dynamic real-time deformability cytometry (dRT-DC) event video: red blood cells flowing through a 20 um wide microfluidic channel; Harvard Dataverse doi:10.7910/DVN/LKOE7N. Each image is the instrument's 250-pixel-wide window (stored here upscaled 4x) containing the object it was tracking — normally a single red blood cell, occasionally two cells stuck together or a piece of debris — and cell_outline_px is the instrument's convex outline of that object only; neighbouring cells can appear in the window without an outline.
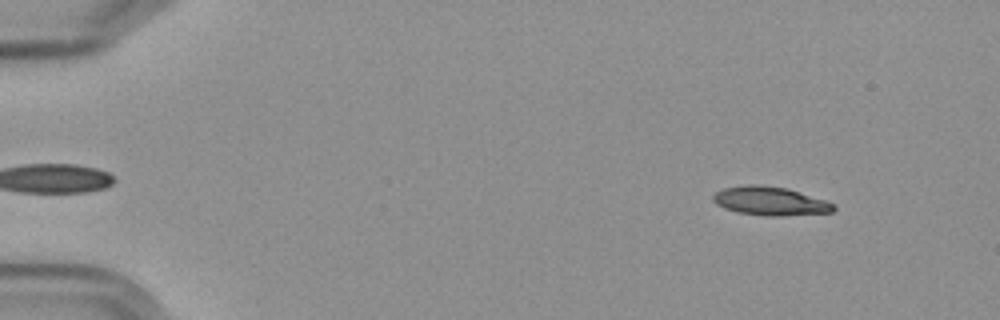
{"species": "Egyptian fruit bat (a non-hibernating species)", "species_latin": "Rousettus aegyptiacus", "temperature_condition": "cold", "stored_images_in_passage": 57, "camera_frame_rate_fps": 3000, "um_per_image_px": 0.085, "frame": {"image": 1, "passage_image": 6, "time_ms": 1.667, "image_size_px": [1000, 320], "cell_outline_px": [[836, 208], [832, 212], [780, 216], [764, 216], [736, 212], [724, 208], [716, 204], [712, 200], [712, 196], [716, 192], [724, 188], [752, 184], [788, 188], [836, 204]], "centroid_in_image_um": [65.46, 17.1], "position_along_channel_um": 19.5, "area_um2": 20.11}}
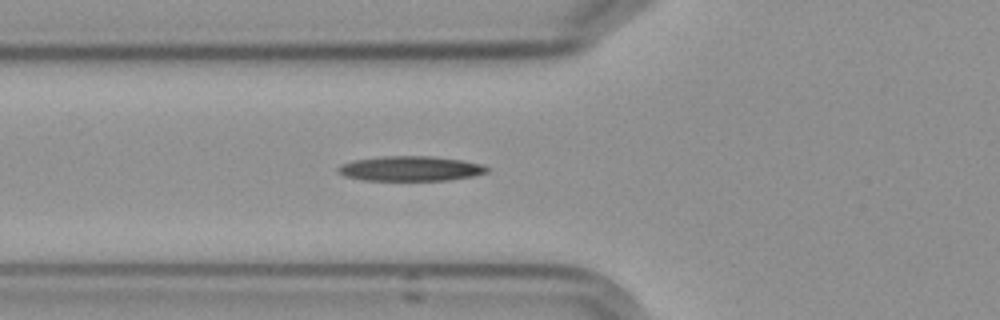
{"frame": {"image": 2, "passage_image": 21, "time_ms": 6.667, "image_size_px": [1000, 320], "cell_outline_px": [[488, 172], [472, 176], [448, 180], [360, 180], [344, 176], [336, 172], [336, 168], [340, 164], [356, 160], [384, 156], [432, 156], [460, 160], [480, 164], [488, 168]], "centroid_in_image_um": [34.82, 14.33], "position_along_channel_um": 91.0, "area_um2": 21.5}}
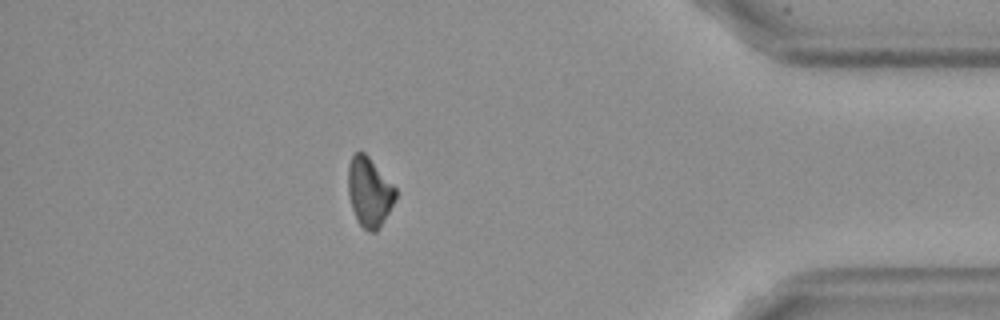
{"frame": {"image": 3, "passage_image": 50, "time_ms": 16.333, "image_size_px": [1000, 320], "cell_outline_px": [[396, 196], [388, 212], [376, 232], [372, 232], [364, 228], [360, 224], [352, 208], [348, 192], [348, 164], [352, 156], [356, 152], [364, 152], [368, 156], [396, 188]], "centroid_in_image_um": [31.37, 16.29], "position_along_channel_um": 403.8, "area_um2": 18.73}, "authors_computed_cell_mechanics": {"area_um2": 20.1144, "velocity_mm_per_s": 3.5994, "shape_relaxation_time_tau1_ms": 4.8491, "shape_relaxation_time_tau2_ms": null, "deformation_change_tau1": 0.1142, "deformation_change_tau2": null}}